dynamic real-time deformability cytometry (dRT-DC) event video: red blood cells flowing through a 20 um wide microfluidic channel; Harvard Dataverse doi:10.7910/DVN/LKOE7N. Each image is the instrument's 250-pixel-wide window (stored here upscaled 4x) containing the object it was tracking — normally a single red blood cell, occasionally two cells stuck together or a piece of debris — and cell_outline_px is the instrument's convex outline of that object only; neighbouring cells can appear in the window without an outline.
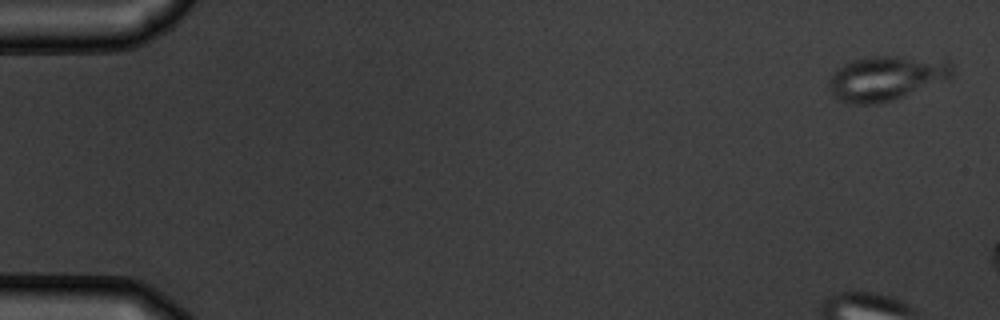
{"species": "common noctule bat (a hibernating species)", "species_latin": "Nyctalus noctula", "temperature_condition": "warm", "stored_images_in_passage": 6, "camera_frame_rate_fps": 3000, "um_per_image_px": 0.085, "animal": {"sex": "male", "body_mass_g": 19.5, "forearm_length_mm": 54.6}, "frame": {"image": 1, "passage_image": 1, "time_ms": 0.0, "image_size_px": [1000, 320], "cell_outline_px": [[952, 72], [948, 80], [892, 100], [880, 104], [844, 104], [836, 100], [828, 84], [828, 80], [832, 72], [836, 68], [852, 60], [872, 56], [948, 56], [952, 64]], "centroid_in_image_um": [75.38, 6.61], "position_along_channel_um": 9.6, "area_um2": 33.23}}